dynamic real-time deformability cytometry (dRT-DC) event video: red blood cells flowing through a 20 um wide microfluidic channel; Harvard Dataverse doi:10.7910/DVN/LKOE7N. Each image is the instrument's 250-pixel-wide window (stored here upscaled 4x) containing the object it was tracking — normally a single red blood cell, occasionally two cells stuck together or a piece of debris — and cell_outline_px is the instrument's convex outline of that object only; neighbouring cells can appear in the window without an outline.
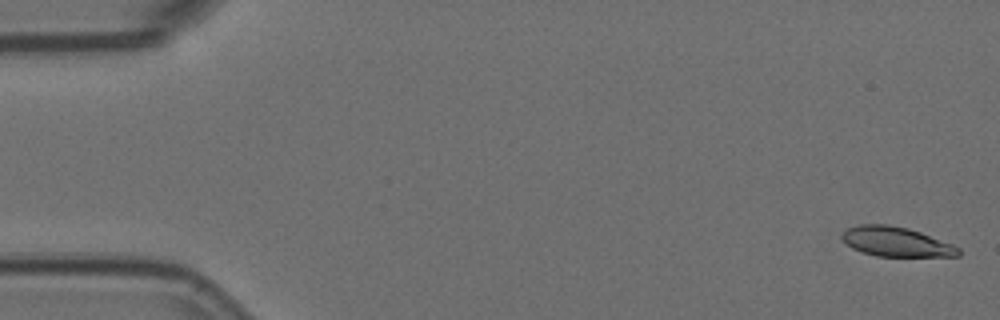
{"species": "Egyptian fruit bat (a non-hibernating species)", "species_latin": "Rousettus aegyptiacus", "temperature_condition": "room temperature", "stored_images_in_passage": 57, "camera_frame_rate_fps": 3000, "um_per_image_px": 0.085, "animal": {"sex": "female"}, "frame": {"image": 1, "passage_image": 2, "time_ms": 0.333, "image_size_px": [1000, 320], "cell_outline_px": [[960, 256], [876, 256], [860, 252], [852, 248], [840, 236], [848, 228], [860, 224], [888, 224], [908, 228], [920, 232], [952, 244], [960, 248]], "centroid_in_image_um": [76.17, 20.55], "position_along_channel_um": 8.8, "area_um2": 20.0}}
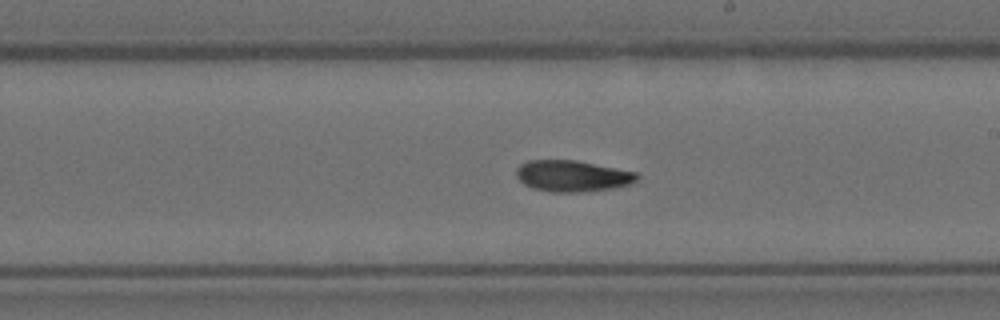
{"frame": {"image": 2, "passage_image": 33, "time_ms": 10.667, "image_size_px": [1000, 320], "cell_outline_px": [[640, 176], [632, 184], [612, 188], [580, 192], [552, 192], [532, 188], [524, 184], [516, 176], [516, 168], [520, 164], [528, 160], [576, 160], [636, 172]], "centroid_in_image_um": [48.64, 14.95], "position_along_channel_um": 240.4, "area_um2": 22.02}}
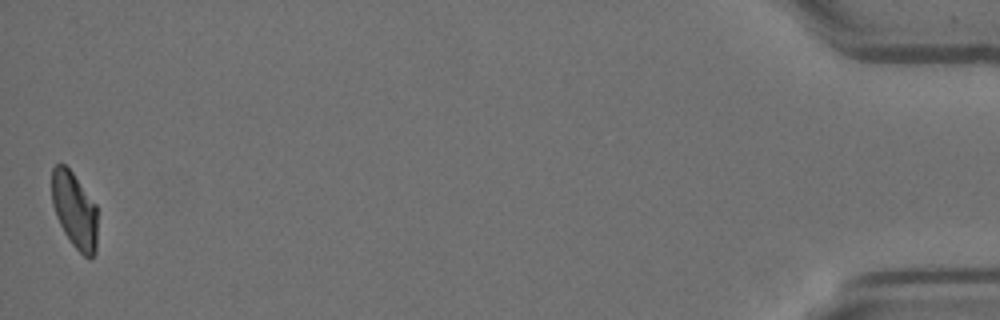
{"frame": {"image": 3, "passage_image": 57, "time_ms": 18.667, "image_size_px": [1000, 320], "cell_outline_px": [[96, 252], [92, 256], [84, 256], [72, 244], [64, 232], [56, 216], [52, 204], [52, 168], [56, 164], [64, 164], [72, 172], [96, 204]], "centroid_in_image_um": [6.32, 17.85], "position_along_channel_um": 428.9, "area_um2": 20.0}}